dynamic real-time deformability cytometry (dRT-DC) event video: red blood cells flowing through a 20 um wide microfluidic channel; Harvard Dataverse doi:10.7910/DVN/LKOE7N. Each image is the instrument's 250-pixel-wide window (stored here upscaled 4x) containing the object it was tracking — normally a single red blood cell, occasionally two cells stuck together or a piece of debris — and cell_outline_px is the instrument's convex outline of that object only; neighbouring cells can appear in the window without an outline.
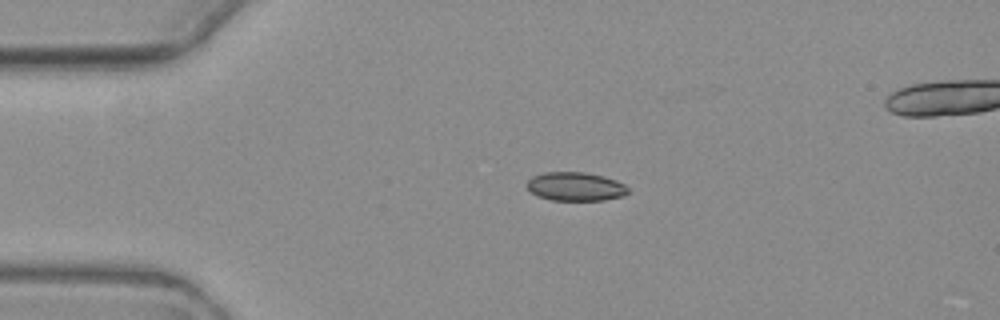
{"species": "common noctule bat (a hibernating species)", "species_latin": "Nyctalus noctula", "temperature_condition": "warm", "stored_images_in_passage": 5, "camera_frame_rate_fps": 3000, "um_per_image_px": 0.085, "animal": {"sex": "female", "body_mass_g": 19.3, "forearm_length_mm": 54.1}, "frame": {"image": 1, "passage_image": 3, "time_ms": 2.667, "image_size_px": [1000, 320], "cell_outline_px": [[628, 192], [624, 196], [604, 200], [552, 200], [536, 196], [524, 184], [532, 176], [544, 172], [584, 172], [604, 176], [616, 180], [624, 184], [628, 188]], "centroid_in_image_um": [48.9, 15.85], "position_along_channel_um": 36.1, "area_um2": 17.05}}